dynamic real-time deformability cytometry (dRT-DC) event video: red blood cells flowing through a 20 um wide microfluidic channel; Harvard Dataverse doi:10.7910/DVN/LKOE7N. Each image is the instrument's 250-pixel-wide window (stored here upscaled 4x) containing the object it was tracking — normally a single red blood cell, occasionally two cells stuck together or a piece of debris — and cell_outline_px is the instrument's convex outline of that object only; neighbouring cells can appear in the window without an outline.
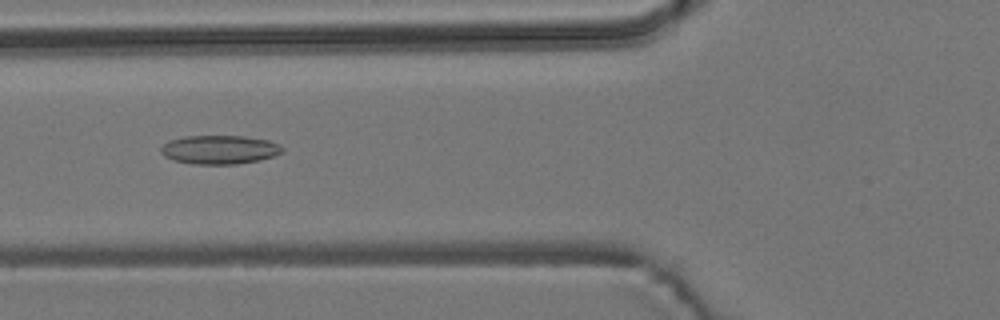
{"species": "common noctule bat (a hibernating species)", "species_latin": "Nyctalus noctula", "temperature_condition": "room temperature", "stored_images_in_passage": 6, "camera_frame_rate_fps": 3000, "um_per_image_px": 0.085, "animal": {"sex": "male", "body_mass_g": 19.2, "forearm_length_mm": 51.8}, "frame": {"image": 1, "passage_image": 5, "time_ms": 4.333, "image_size_px": [1000, 320], "cell_outline_px": [[284, 152], [260, 160], [236, 164], [192, 164], [176, 160], [164, 156], [160, 152], [160, 148], [168, 140], [184, 136], [244, 136], [268, 140], [280, 144], [284, 148]], "centroid_in_image_um": [18.67, 12.71], "position_along_channel_um": 107.1, "area_um2": 20.46}}
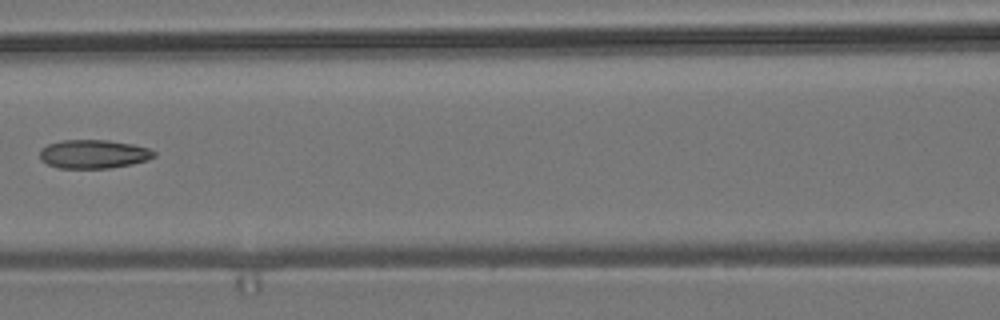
{"frame": {"image": 2, "passage_image": 6, "time_ms": 5.667, "image_size_px": [1000, 320], "cell_outline_px": [[156, 156], [148, 160], [132, 164], [112, 168], [60, 168], [48, 164], [40, 160], [40, 148], [48, 144], [60, 140], [108, 140], [132, 144], [148, 148], [156, 152]], "centroid_in_image_um": [7.95, 13.09], "position_along_channel_um": 158.6, "area_um2": 19.25}}